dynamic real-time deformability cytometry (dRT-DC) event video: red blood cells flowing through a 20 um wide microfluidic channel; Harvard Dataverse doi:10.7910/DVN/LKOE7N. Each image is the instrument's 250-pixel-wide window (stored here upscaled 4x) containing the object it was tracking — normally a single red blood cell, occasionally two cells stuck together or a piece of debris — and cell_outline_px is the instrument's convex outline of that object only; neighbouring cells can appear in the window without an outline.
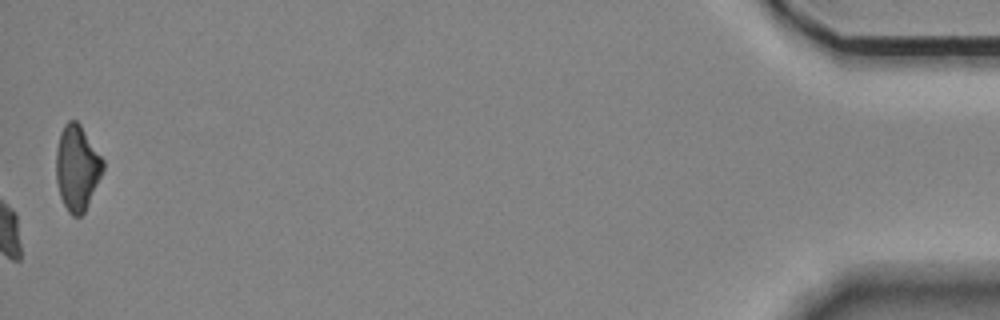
{"species": "Egyptian fruit bat (a non-hibernating species)", "species_latin": "Rousettus aegyptiacus", "temperature_condition": "room temperature", "stored_images_in_passage": 57, "camera_frame_rate_fps": 3000, "um_per_image_px": 0.085, "animal": {"sex": "female"}, "frame": {"image": 1, "passage_image": 57, "time_ms": 18.667, "image_size_px": [1000, 320], "cell_outline_px": [[104, 168], [88, 204], [84, 212], [80, 216], [72, 216], [68, 212], [60, 196], [56, 180], [56, 148], [60, 132], [64, 124], [68, 120], [76, 120], [80, 124], [104, 160]], "centroid_in_image_um": [6.53, 14.24], "position_along_channel_um": 428.7, "area_um2": 23.24}, "authors_computed_cell_mechanics": {"area_um2": 21.097, "velocity_mm_per_s": 3.5109, "shape_relaxation_time_tau1_ms": 4.8208, "shape_relaxation_time_tau2_ms": null, "deformation_change_tau1": 0.1661, "deformation_change_tau2": null}}